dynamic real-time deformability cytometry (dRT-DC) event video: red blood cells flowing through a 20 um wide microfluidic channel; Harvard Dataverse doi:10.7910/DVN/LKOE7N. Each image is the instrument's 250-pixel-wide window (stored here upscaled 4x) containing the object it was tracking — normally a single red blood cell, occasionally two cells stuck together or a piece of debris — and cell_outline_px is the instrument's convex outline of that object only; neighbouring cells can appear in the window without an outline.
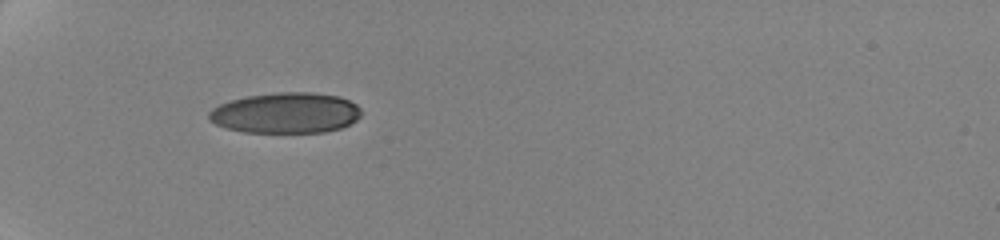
{"species": "human", "species_latin": "Homo sapiens", "temperature_condition": "cold", "stored_images_in_passage": 15, "camera_frame_rate_fps": 3000, "um_per_image_px": 0.085, "donor": {"sex": "female"}, "frame": {"image": 1, "passage_image": 1, "time_ms": 0.0, "image_size_px": [1000, 240], "cell_outline_px": [[360, 116], [356, 120], [340, 128], [324, 132], [244, 132], [224, 128], [208, 120], [208, 112], [212, 108], [220, 104], [232, 100], [248, 96], [276, 92], [312, 92], [340, 96], [356, 104], [360, 108]], "centroid_in_image_um": [24.27, 9.59], "position_along_channel_um": 60.7, "area_um2": 36.13}}
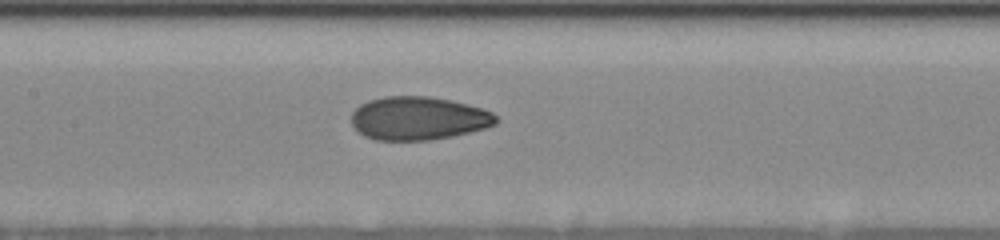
{"frame": {"image": 2, "passage_image": 7, "time_ms": 3.667, "image_size_px": [1000, 240], "cell_outline_px": [[500, 120], [496, 124], [484, 128], [452, 136], [428, 140], [376, 140], [364, 136], [352, 124], [352, 112], [360, 104], [368, 100], [384, 96], [428, 96], [468, 104], [484, 108], [492, 112]], "centroid_in_image_um": [35.57, 10.05], "position_along_channel_um": 171.8, "area_um2": 36.53}}
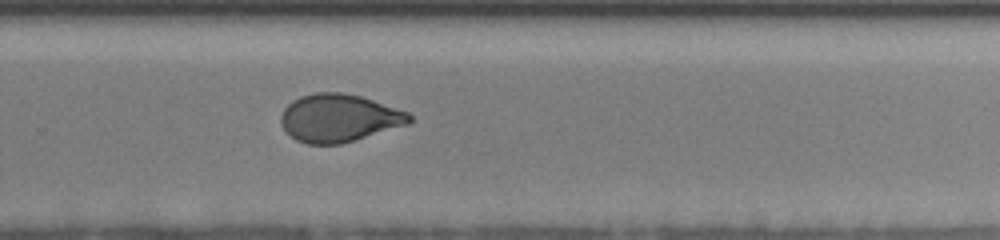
{"frame": {"image": 3, "passage_image": 15, "time_ms": 7.333, "image_size_px": [1000, 240], "cell_outline_px": [[412, 120], [408, 124], [340, 144], [308, 144], [296, 140], [280, 124], [280, 116], [284, 108], [292, 100], [300, 96], [316, 92], [340, 92], [360, 96], [408, 112], [412, 116]], "centroid_in_image_um": [28.78, 10.02], "position_along_channel_um": 301.0, "area_um2": 35.55}}